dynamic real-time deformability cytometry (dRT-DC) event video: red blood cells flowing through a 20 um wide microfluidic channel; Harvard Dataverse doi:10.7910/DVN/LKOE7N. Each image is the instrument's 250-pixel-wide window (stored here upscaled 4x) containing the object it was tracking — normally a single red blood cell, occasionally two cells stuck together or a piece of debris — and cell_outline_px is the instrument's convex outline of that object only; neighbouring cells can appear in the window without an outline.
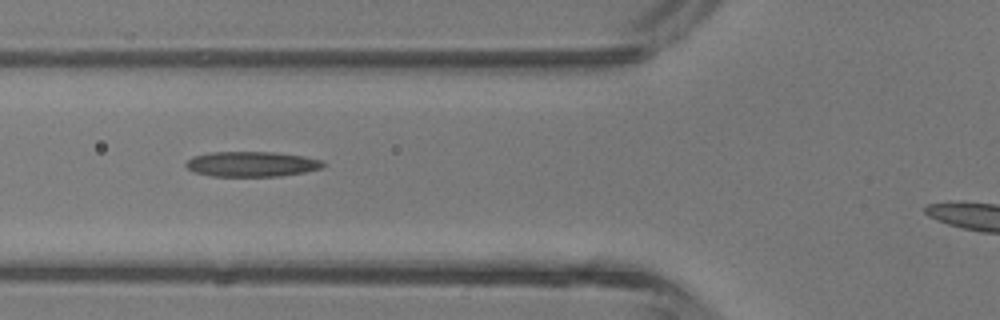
{"species": "common noctule bat (a hibernating species)", "species_latin": "Nyctalus noctula", "temperature_condition": "room temperature", "stored_images_in_passage": 7, "segment_of_instrument_passage": [1, 2], "camera_frame_rate_fps": 3000, "um_per_image_px": 0.085, "animal": {"sex": "male", "body_mass_g": 13.3}, "frame": {"image": 1, "passage_image": 3, "time_ms": 2.333, "image_size_px": [1000, 320], "cell_outline_px": [[324, 164], [320, 168], [304, 172], [280, 176], [212, 176], [192, 172], [184, 164], [192, 156], [208, 152], [272, 152], [304, 156], [320, 160]], "centroid_in_image_um": [21.32, 13.94], "position_along_channel_um": 104.5, "area_um2": 20.06}}
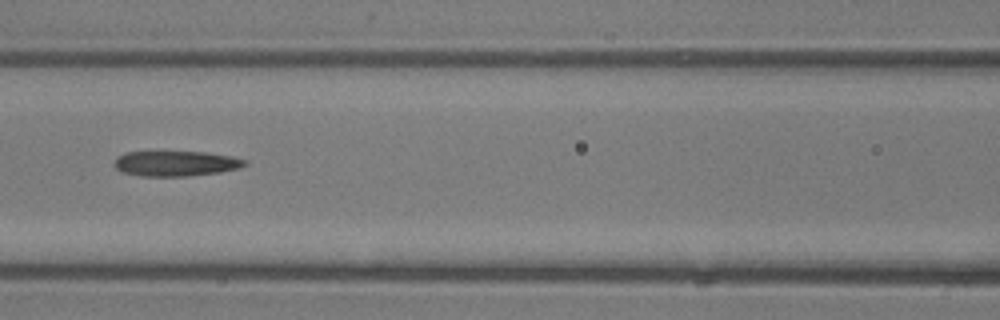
{"frame": {"image": 2, "passage_image": 4, "time_ms": 3.333, "image_size_px": [1000, 320], "cell_outline_px": [[248, 164], [240, 168], [220, 172], [188, 176], [140, 176], [124, 172], [116, 168], [112, 164], [116, 156], [128, 152], [204, 152], [232, 156], [248, 160]], "centroid_in_image_um": [14.96, 13.9], "position_along_channel_um": 151.6, "area_um2": 19.31}}